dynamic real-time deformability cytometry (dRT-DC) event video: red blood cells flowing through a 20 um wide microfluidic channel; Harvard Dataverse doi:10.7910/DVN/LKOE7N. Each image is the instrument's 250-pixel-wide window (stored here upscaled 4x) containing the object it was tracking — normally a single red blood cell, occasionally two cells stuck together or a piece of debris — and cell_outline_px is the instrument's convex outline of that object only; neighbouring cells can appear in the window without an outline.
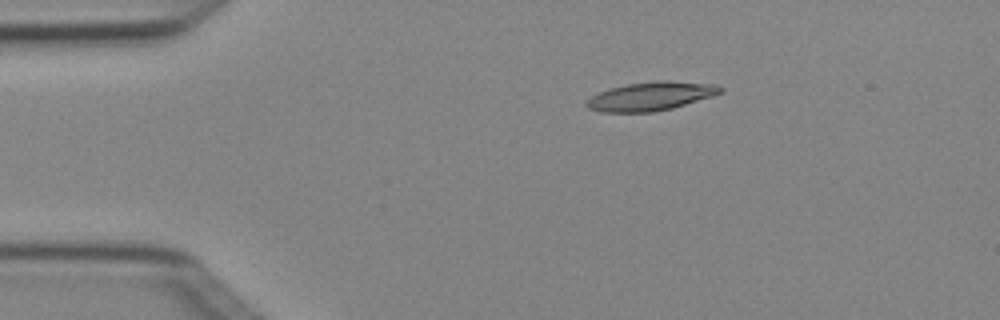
{"species": "Egyptian fruit bat (a non-hibernating species)", "species_latin": "Rousettus aegyptiacus", "temperature_condition": "cold", "stored_images_in_passage": 4, "camera_frame_rate_fps": 3000, "um_per_image_px": 0.085, "animal": {"sex": "female"}, "frame": {"image": 1, "passage_image": 1, "time_ms": 0.0, "image_size_px": [1000, 320], "cell_outline_px": [[724, 92], [712, 96], [672, 108], [652, 112], [600, 112], [588, 108], [584, 104], [592, 96], [600, 92], [612, 88], [628, 84], [656, 80], [668, 80], [716, 84], [724, 88]], "centroid_in_image_um": [55.36, 8.17], "position_along_channel_um": 29.6, "area_um2": 22.31}}
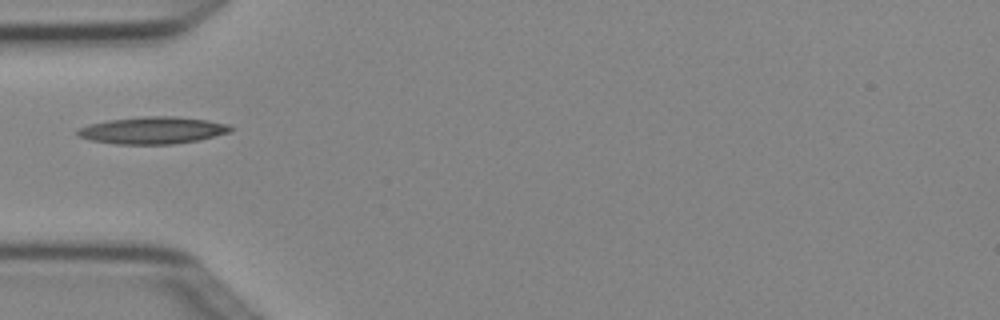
{"frame": {"image": 2, "passage_image": 3, "time_ms": 0.667, "image_size_px": [1000, 320], "cell_outline_px": [[236, 128], [232, 132], [196, 140], [172, 144], [116, 144], [92, 140], [80, 136], [76, 132], [80, 128], [92, 124], [108, 120], [144, 116], [176, 116], [208, 120], [232, 124]], "centroid_in_image_um": [13.08, 11.07], "position_along_channel_um": 71.9, "area_um2": 24.1}}
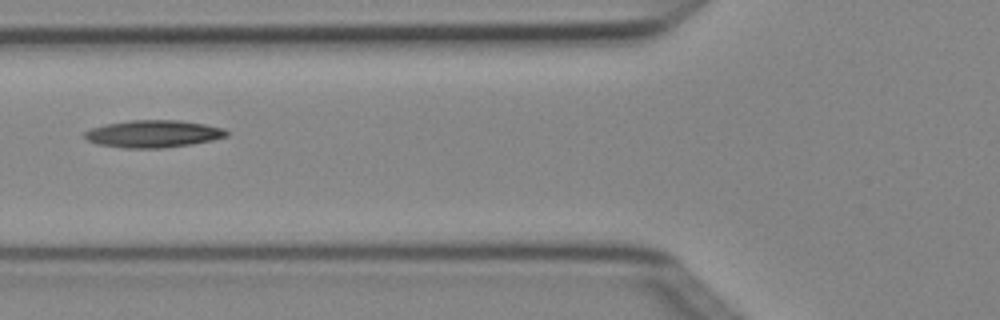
{"frame": {"image": 3, "passage_image": 4, "time_ms": 1.0, "image_size_px": [1000, 320], "cell_outline_px": [[228, 136], [212, 140], [192, 144], [164, 148], [124, 148], [100, 144], [88, 140], [84, 136], [84, 132], [92, 128], [104, 124], [132, 120], [180, 120], [204, 124], [224, 128], [228, 132]], "centroid_in_image_um": [13.05, 11.37], "position_along_channel_um": 112.7, "area_um2": 22.54}}